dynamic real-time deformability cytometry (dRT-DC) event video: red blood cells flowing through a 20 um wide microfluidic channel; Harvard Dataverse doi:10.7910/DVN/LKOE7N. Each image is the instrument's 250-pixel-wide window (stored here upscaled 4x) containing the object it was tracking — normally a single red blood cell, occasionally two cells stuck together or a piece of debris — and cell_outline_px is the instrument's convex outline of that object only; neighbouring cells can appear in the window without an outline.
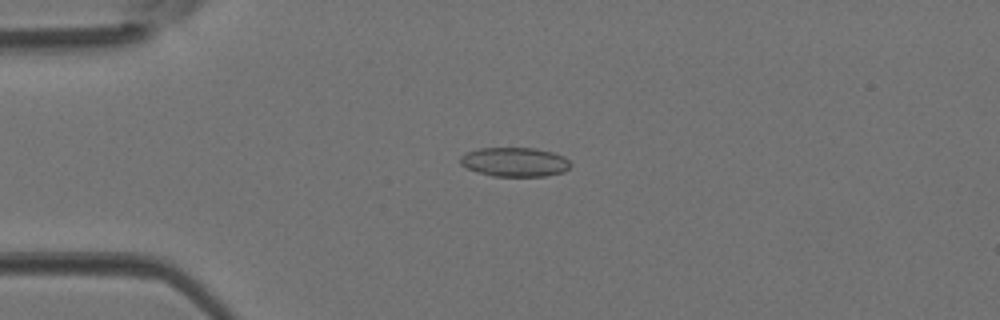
{"species": "Egyptian fruit bat (a non-hibernating species)", "species_latin": "Rousettus aegyptiacus", "temperature_condition": "room temperature", "stored_images_in_passage": 25, "camera_frame_rate_fps": 3000, "um_per_image_px": 0.085, "animal": {"sex": "female"}, "frame": {"image": 1, "passage_image": 1, "time_ms": 0.0, "image_size_px": [1000, 320], "cell_outline_px": [[572, 164], [564, 172], [548, 176], [492, 176], [468, 168], [460, 164], [460, 156], [464, 152], [480, 148], [536, 148], [552, 152], [564, 156]], "centroid_in_image_um": [43.76, 13.76], "position_along_channel_um": 41.2, "area_um2": 18.84}}
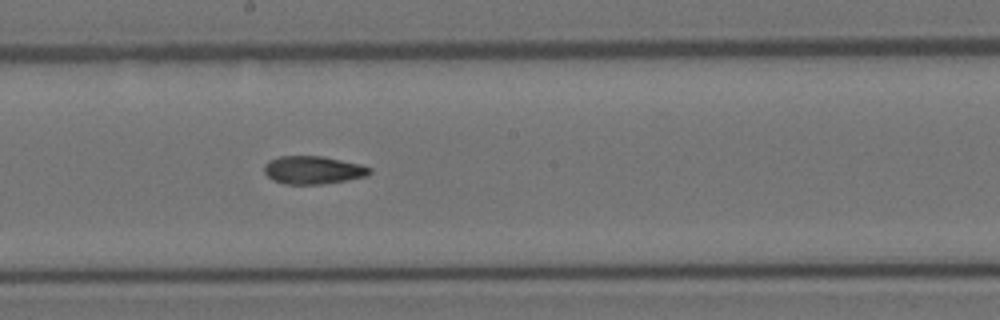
{"frame": {"image": 2, "passage_image": 14, "time_ms": 4.333, "image_size_px": [1000, 320], "cell_outline_px": [[372, 172], [368, 176], [348, 180], [320, 184], [284, 184], [272, 180], [264, 172], [264, 164], [268, 160], [280, 156], [324, 156], [360, 164], [372, 168]], "centroid_in_image_um": [26.62, 14.45], "position_along_channel_um": 221.6, "area_um2": 17.4}}
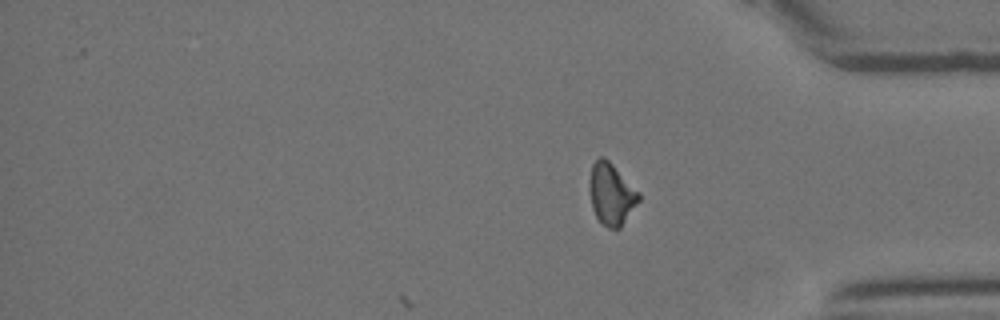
{"frame": {"image": 3, "passage_image": 25, "time_ms": 8.0, "image_size_px": [1000, 320], "cell_outline_px": [[640, 200], [620, 228], [608, 228], [600, 224], [592, 208], [588, 188], [588, 180], [592, 164], [600, 156], [604, 156], [640, 192]], "centroid_in_image_um": [51.94, 16.49], "position_along_channel_um": 383.3, "area_um2": 17.98}}